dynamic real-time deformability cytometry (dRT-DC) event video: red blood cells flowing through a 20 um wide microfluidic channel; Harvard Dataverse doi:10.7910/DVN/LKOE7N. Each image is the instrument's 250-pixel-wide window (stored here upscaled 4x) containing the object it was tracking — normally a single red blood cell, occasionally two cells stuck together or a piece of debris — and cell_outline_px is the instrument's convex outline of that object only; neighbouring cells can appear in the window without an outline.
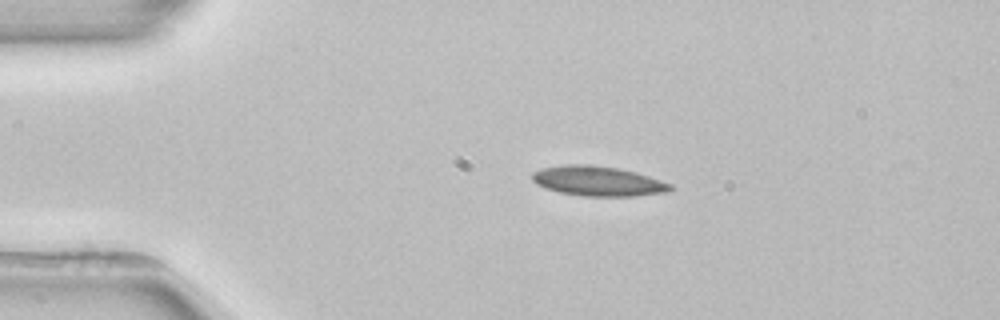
{"species": "common noctule bat (a hibernating species)", "species_latin": "Nyctalus noctula", "temperature_condition": "room temperature", "stored_images_in_passage": 2, "camera_frame_rate_fps": 3000, "um_per_image_px": 0.085, "animal": {"sex": "female", "body_mass_g": 22.7, "forearm_length_mm": 54.2}, "frame": {"image": 1, "passage_image": 1, "time_ms": 0.0, "image_size_px": [1000, 320], "cell_outline_px": [[672, 188], [668, 192], [636, 196], [584, 196], [560, 192], [544, 188], [536, 184], [532, 180], [532, 172], [544, 168], [564, 164], [588, 164], [620, 168], [636, 172], [672, 184]], "centroid_in_image_um": [50.82, 15.39], "position_along_channel_um": 34.2, "area_um2": 24.1}}
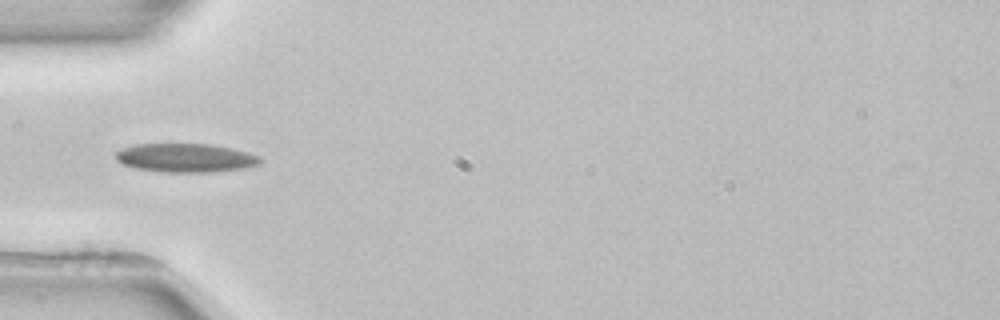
{"frame": {"image": 2, "passage_image": 2, "time_ms": 2.0, "image_size_px": [1000, 320], "cell_outline_px": [[264, 160], [260, 164], [244, 168], [212, 172], [160, 172], [136, 168], [124, 164], [116, 160], [116, 152], [120, 148], [136, 144], [212, 144], [248, 152], [260, 156]], "centroid_in_image_um": [15.79, 13.42], "position_along_channel_um": 69.2, "area_um2": 24.33}}